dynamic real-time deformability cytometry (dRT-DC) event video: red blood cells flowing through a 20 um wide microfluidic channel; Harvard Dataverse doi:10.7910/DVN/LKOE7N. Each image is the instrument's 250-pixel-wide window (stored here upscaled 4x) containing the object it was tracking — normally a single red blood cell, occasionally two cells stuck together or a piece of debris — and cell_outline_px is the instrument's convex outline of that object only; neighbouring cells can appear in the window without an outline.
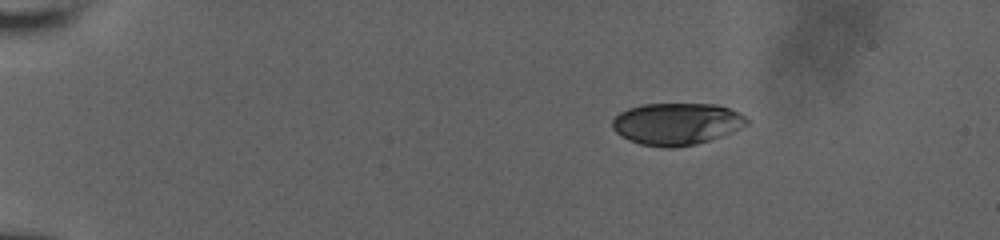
{"species": "human", "species_latin": "Homo sapiens", "temperature_condition": "room temperature", "stored_images_in_passage": 11, "camera_frame_rate_fps": 3000, "um_per_image_px": 0.085, "donor": {"sex": "male"}, "frame": {"image": 1, "passage_image": 1, "time_ms": 0.0, "image_size_px": [1000, 240], "cell_outline_px": [[748, 124], [732, 132], [696, 144], [672, 148], [668, 148], [640, 144], [628, 140], [620, 136], [612, 128], [612, 120], [620, 112], [628, 108], [644, 104], [716, 104], [740, 112], [748, 116]], "centroid_in_image_um": [57.52, 10.52], "position_along_channel_um": 27.5, "area_um2": 33.0}}
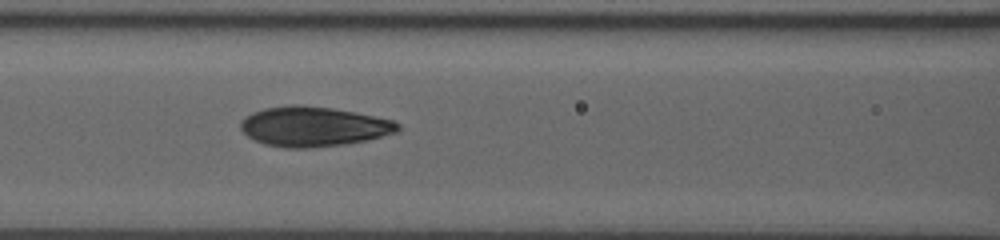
{"frame": {"image": 2, "passage_image": 10, "time_ms": 5.667, "image_size_px": [1000, 240], "cell_outline_px": [[400, 128], [396, 132], [368, 140], [344, 144], [308, 148], [284, 148], [264, 144], [248, 136], [240, 128], [240, 124], [244, 116], [252, 112], [264, 108], [292, 104], [296, 104], [332, 108], [356, 112], [392, 120], [400, 124]], "centroid_in_image_um": [26.63, 10.75], "position_along_channel_um": 140.0, "area_um2": 36.53}}
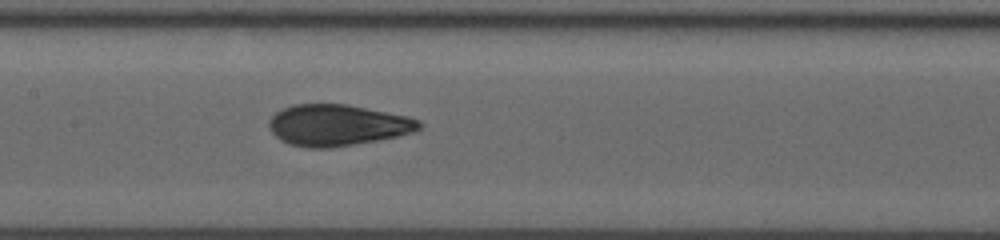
{"frame": {"image": 3, "passage_image": 11, "time_ms": 6.667, "image_size_px": [1000, 240], "cell_outline_px": [[424, 124], [416, 132], [380, 140], [332, 148], [308, 148], [288, 144], [280, 140], [268, 128], [268, 120], [276, 112], [284, 108], [296, 104], [348, 104], [408, 116], [420, 120]], "centroid_in_image_um": [28.71, 10.65], "position_along_channel_um": 178.7, "area_um2": 36.53}}